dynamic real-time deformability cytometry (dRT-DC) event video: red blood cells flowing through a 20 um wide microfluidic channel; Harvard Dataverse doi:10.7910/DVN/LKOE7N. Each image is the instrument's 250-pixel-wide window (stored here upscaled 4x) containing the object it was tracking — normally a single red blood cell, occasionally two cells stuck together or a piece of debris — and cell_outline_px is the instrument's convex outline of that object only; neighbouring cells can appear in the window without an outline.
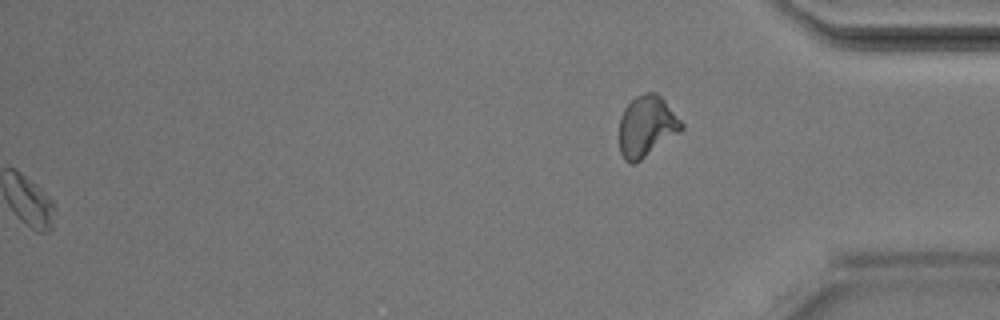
{"species": "Egyptian fruit bat (a non-hibernating species)", "species_latin": "Rousettus aegyptiacus", "temperature_condition": "room temperature", "stored_images_in_passage": 39, "segment_of_instrument_passage": [2, 2], "camera_frame_rate_fps": 3000, "um_per_image_px": 0.085, "animal": {"sex": "male"}, "frame": {"image": 1, "passage_image": 39, "time_ms": 12.667, "image_size_px": [1000, 320], "cell_outline_px": [[684, 128], [680, 132], [636, 164], [628, 164], [624, 160], [620, 152], [620, 116], [624, 108], [636, 96], [644, 92], [656, 92], [664, 100], [684, 124]], "centroid_in_image_um": [54.96, 10.76], "position_along_channel_um": 380.2, "area_um2": 22.25}}